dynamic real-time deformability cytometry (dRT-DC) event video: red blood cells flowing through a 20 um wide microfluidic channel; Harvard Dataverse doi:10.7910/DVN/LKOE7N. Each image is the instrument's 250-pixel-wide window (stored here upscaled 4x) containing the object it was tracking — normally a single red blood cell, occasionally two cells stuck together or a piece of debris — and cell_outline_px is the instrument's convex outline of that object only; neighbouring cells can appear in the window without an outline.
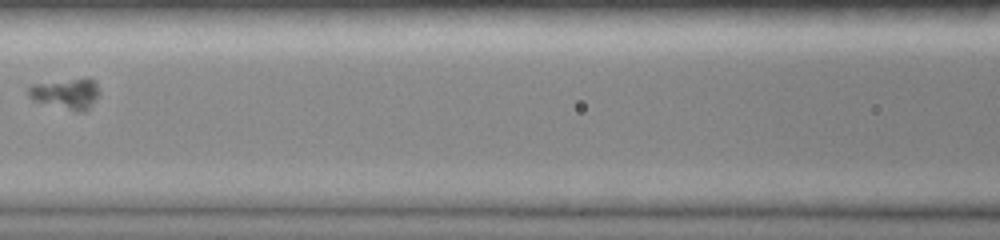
{"species": "common noctule bat (a hibernating species)", "species_latin": "Nyctalus noctula", "temperature_condition": "room temperature", "stored_images_in_passage": 20, "segment_of_instrument_passage": [2, 2], "camera_frame_rate_fps": 3000, "um_per_image_px": 0.085, "animal": {"sex": "female", "body_mass_g": 19.0, "forearm_length_mm": 51.5}, "frame": {"image": 1, "passage_image": 8, "time_ms": 5.0, "image_size_px": [1000, 240], "cell_outline_px": [[100, 92], [88, 108], [84, 112], [76, 112], [32, 100], [28, 96], [28, 88], [32, 84], [84, 76], [88, 76], [96, 84]], "centroid_in_image_um": [5.61, 7.93], "position_along_channel_um": 161.0, "area_um2": 12.95}}
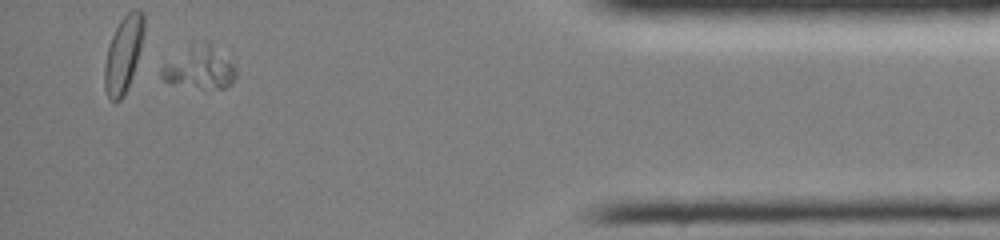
{"frame": {"image": 2, "passage_image": 20, "time_ms": 12.333, "image_size_px": [1000, 240], "cell_outline_px": [[236, 76], [224, 88], [216, 88], [172, 84], [164, 80], [160, 76], [160, 68], [188, 48], [204, 40], [208, 40], [236, 68]], "centroid_in_image_um": [16.97, 5.75], "position_along_channel_um": 418.2, "area_um2": 17.63}}